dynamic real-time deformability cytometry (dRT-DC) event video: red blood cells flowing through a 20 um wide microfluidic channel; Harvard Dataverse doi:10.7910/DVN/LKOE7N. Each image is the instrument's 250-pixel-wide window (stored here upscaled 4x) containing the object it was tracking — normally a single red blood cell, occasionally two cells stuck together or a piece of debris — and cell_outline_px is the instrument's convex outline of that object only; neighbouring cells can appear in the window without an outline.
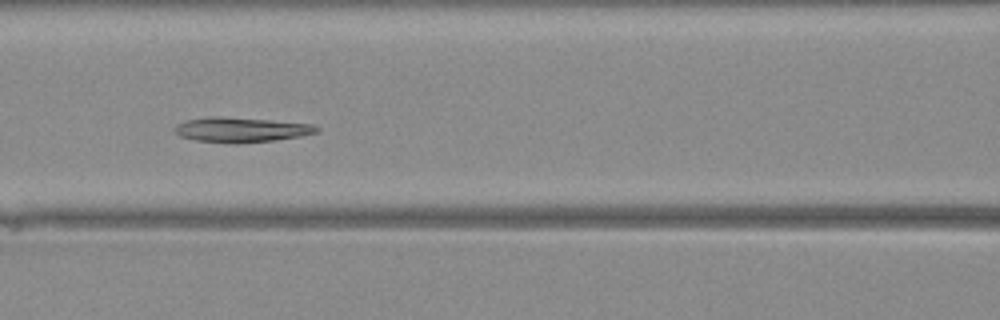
{"species": "Egyptian fruit bat (a non-hibernating species)", "species_latin": "Rousettus aegyptiacus", "temperature_condition": "warm", "stored_images_in_passage": 28, "camera_frame_rate_fps": 3000, "um_per_image_px": 0.085, "animal": {"sex": "female"}, "frame": {"image": 1, "passage_image": 7, "time_ms": 2.0, "image_size_px": [1000, 320], "cell_outline_px": [[320, 128], [316, 132], [300, 136], [272, 140], [236, 144], [196, 140], [180, 136], [172, 128], [176, 124], [184, 120], [208, 116], [220, 116], [268, 120], [312, 124]], "centroid_in_image_um": [20.42, 11.02], "position_along_channel_um": 146.2, "area_um2": 20.52}}
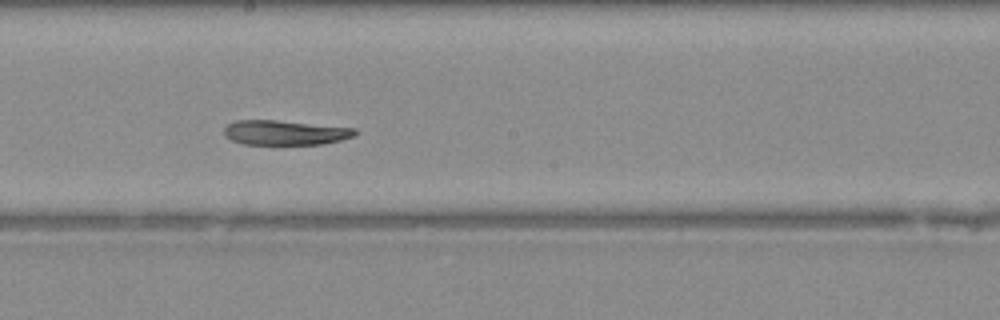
{"frame": {"image": 2, "passage_image": 12, "time_ms": 3.667, "image_size_px": [1000, 320], "cell_outline_px": [[356, 136], [340, 140], [320, 144], [244, 144], [232, 140], [224, 136], [224, 128], [228, 124], [236, 120], [276, 120], [356, 128]], "centroid_in_image_um": [24.22, 11.27], "position_along_channel_um": 224.0, "area_um2": 18.79}}
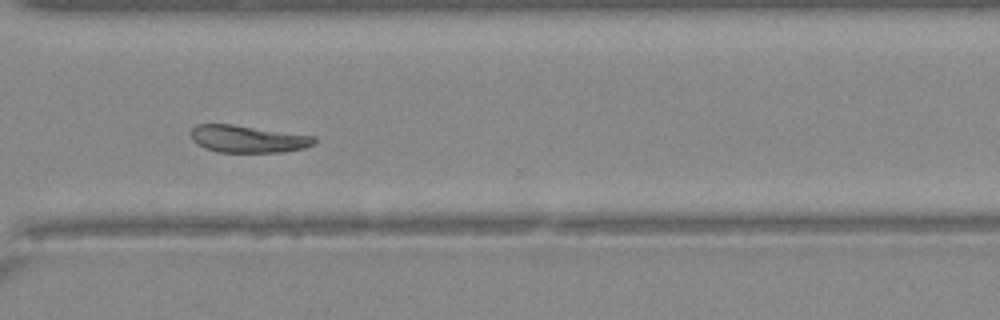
{"frame": {"image": 3, "passage_image": 20, "time_ms": 6.333, "image_size_px": [1000, 320], "cell_outline_px": [[316, 144], [304, 148], [280, 152], [216, 152], [204, 148], [196, 144], [192, 140], [192, 128], [196, 124], [232, 124], [316, 136]], "centroid_in_image_um": [21.07, 11.81], "position_along_channel_um": 349.5, "area_um2": 19.71}}